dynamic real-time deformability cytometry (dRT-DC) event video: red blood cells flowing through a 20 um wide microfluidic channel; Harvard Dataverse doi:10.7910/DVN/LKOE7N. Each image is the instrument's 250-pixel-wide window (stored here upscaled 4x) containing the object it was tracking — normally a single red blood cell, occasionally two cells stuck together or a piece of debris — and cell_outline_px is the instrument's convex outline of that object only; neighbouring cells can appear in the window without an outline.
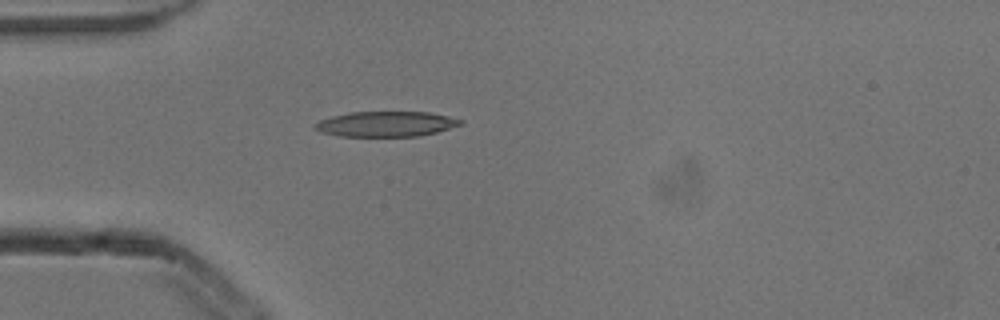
{"species": "common noctule bat (a hibernating species)", "species_latin": "Nyctalus noctula", "temperature_condition": "cold", "stored_images_in_passage": 4, "camera_frame_rate_fps": 3000, "um_per_image_px": 0.085, "animal": {"sex": "male", "body_mass_g": 13.3}, "frame": {"image": 1, "passage_image": 4, "time_ms": 1.0, "image_size_px": [1000, 320], "cell_outline_px": [[464, 124], [436, 132], [420, 136], [340, 136], [320, 132], [312, 128], [312, 124], [320, 120], [332, 116], [352, 112], [428, 112], [448, 116], [464, 120]], "centroid_in_image_um": [32.8, 10.54], "position_along_channel_um": 52.2, "area_um2": 21.5}}